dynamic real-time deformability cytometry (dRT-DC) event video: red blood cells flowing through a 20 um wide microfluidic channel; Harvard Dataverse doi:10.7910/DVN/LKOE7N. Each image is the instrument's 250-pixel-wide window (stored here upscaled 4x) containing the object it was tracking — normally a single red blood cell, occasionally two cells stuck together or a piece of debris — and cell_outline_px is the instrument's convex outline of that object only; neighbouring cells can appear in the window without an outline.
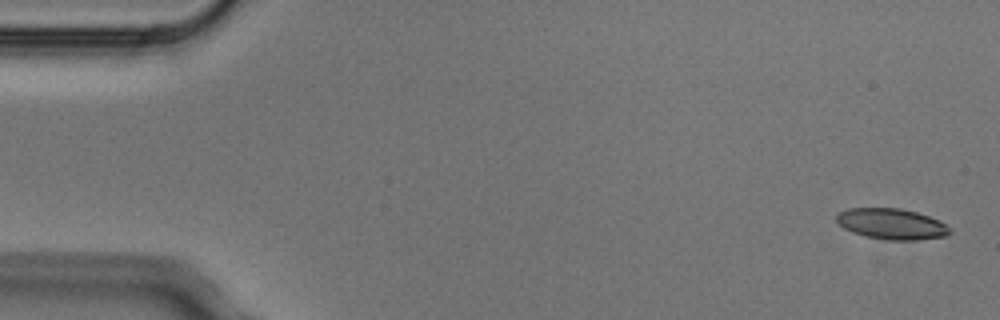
{"species": "Egyptian fruit bat (a non-hibernating species)", "species_latin": "Rousettus aegyptiacus", "temperature_condition": "cold", "stored_images_in_passage": 4, "camera_frame_rate_fps": 3000, "um_per_image_px": 0.085, "animal": {"sex": "male"}, "frame": {"image": 1, "passage_image": 1, "time_ms": 0.0, "image_size_px": [1000, 320], "cell_outline_px": [[952, 232], [944, 236], [916, 240], [888, 240], [868, 236], [852, 232], [844, 228], [836, 220], [836, 216], [840, 212], [848, 208], [900, 208], [916, 212], [928, 216], [944, 224]], "centroid_in_image_um": [75.76, 19.03], "position_along_channel_um": 9.2, "area_um2": 20.0}}